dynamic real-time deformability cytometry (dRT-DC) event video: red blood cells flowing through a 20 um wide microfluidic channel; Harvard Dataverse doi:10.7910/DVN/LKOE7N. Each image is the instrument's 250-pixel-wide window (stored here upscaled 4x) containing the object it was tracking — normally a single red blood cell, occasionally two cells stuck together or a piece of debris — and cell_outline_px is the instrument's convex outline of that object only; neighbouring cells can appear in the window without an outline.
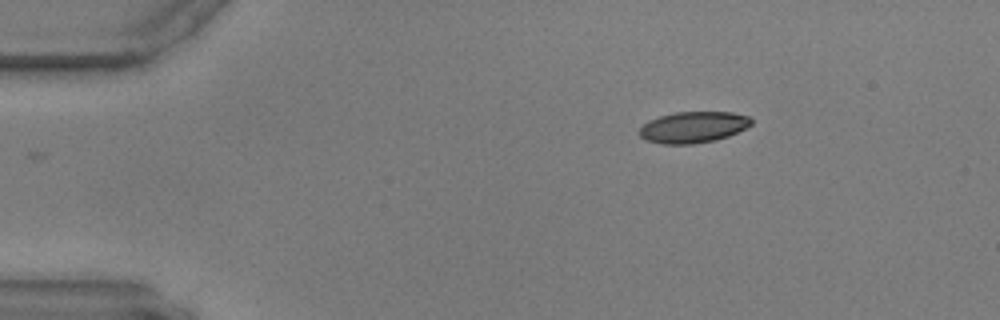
{"species": "common noctule bat (a hibernating species)", "species_latin": "Nyctalus noctula", "temperature_condition": "warm", "stored_images_in_passage": 11, "camera_frame_rate_fps": 3000, "um_per_image_px": 0.085, "animal": {"sex": "male", "body_mass_g": 17.9, "forearm_length_mm": 54.2}, "frame": {"image": 1, "passage_image": 2, "time_ms": 0.333, "image_size_px": [1000, 320], "cell_outline_px": [[752, 124], [728, 136], [716, 140], [692, 144], [660, 144], [644, 140], [640, 136], [640, 128], [648, 120], [660, 116], [676, 112], [732, 112], [748, 116], [752, 120]], "centroid_in_image_um": [58.9, 10.81], "position_along_channel_um": 26.1, "area_um2": 20.35}}